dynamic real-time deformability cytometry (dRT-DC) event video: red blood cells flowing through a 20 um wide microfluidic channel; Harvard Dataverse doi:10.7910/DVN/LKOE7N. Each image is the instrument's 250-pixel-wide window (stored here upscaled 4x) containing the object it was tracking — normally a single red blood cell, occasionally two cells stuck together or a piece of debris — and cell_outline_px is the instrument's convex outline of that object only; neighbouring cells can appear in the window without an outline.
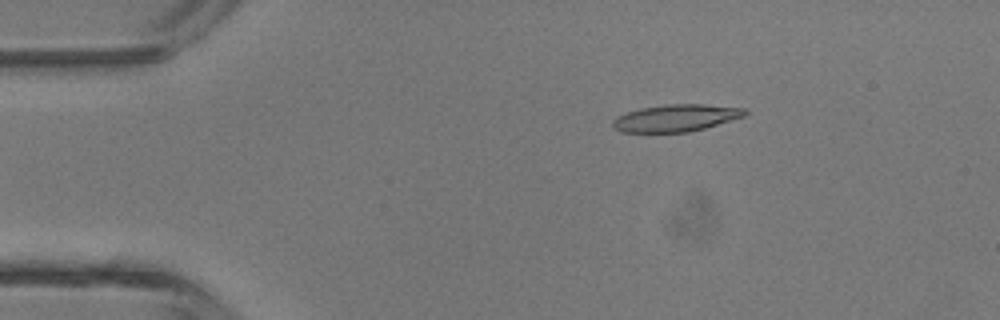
{"species": "common noctule bat (a hibernating species)", "species_latin": "Nyctalus noctula", "temperature_condition": "room temperature", "stored_images_in_passage": 2, "camera_frame_rate_fps": 3000, "um_per_image_px": 0.085, "animal": {"sex": "male", "body_mass_g": 13.3}, "frame": {"image": 1, "passage_image": 2, "time_ms": 1.333, "image_size_px": [1000, 320], "cell_outline_px": [[748, 112], [744, 116], [704, 128], [688, 132], [620, 132], [612, 128], [612, 120], [616, 116], [640, 108], [668, 104], [704, 104], [744, 108]], "centroid_in_image_um": [57.41, 10.03], "position_along_channel_um": 27.6, "area_um2": 20.81}}